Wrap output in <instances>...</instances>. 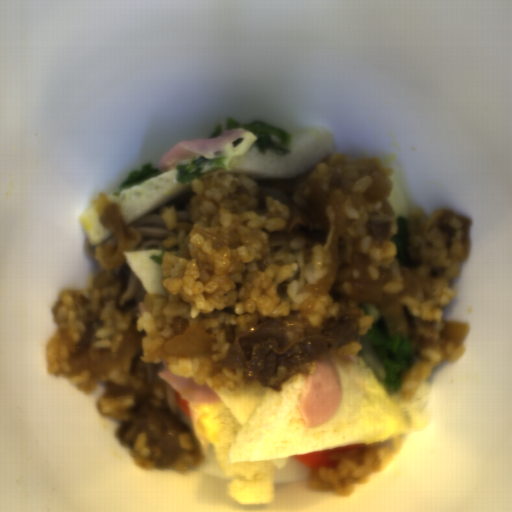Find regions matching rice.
<instances>
[{"label":"rice","instance_id":"rice-2","mask_svg":"<svg viewBox=\"0 0 512 512\" xmlns=\"http://www.w3.org/2000/svg\"><path fill=\"white\" fill-rule=\"evenodd\" d=\"M401 437L368 443L351 456L342 457L337 467L320 468L307 479L308 489L349 497L362 487L370 474L382 472L404 448Z\"/></svg>","mask_w":512,"mask_h":512},{"label":"rice","instance_id":"rice-5","mask_svg":"<svg viewBox=\"0 0 512 512\" xmlns=\"http://www.w3.org/2000/svg\"><path fill=\"white\" fill-rule=\"evenodd\" d=\"M364 347L356 340L354 342L349 343L339 351H337V356H343V355H355L359 354Z\"/></svg>","mask_w":512,"mask_h":512},{"label":"rice","instance_id":"rice-1","mask_svg":"<svg viewBox=\"0 0 512 512\" xmlns=\"http://www.w3.org/2000/svg\"><path fill=\"white\" fill-rule=\"evenodd\" d=\"M394 170L375 157L335 154L317 163L310 176L320 180L327 194L338 198L345 215L344 238L339 240L337 271L329 290L312 292L311 287L326 277L332 263L331 244L337 219L331 202L325 211L330 223L324 245L312 248L305 264L304 241L294 240L286 252H271L270 232L282 228L290 212L271 197L264 201L265 215L238 212L230 193L239 186L255 187L254 179L232 176L218 188L202 177L194 178L189 198L194 225L188 233L167 237L162 253V286L165 294L149 293L130 312L116 305L119 286L114 282L89 295L64 290L54 305L58 329L50 334L47 347L48 371L55 377L70 372V358L87 324L88 310L98 311L101 322L91 350L116 352L133 324L143 331L142 361L167 365L178 376L191 377L200 386L218 390L245 385L242 367L214 372L215 364L227 358L230 348L223 323H235L243 331L251 325L299 313L310 325L345 316L351 309L359 314L357 337L374 322L353 301L351 287L356 281H375L390 297L397 295L412 316L435 321L437 341L421 350V360L402 377L398 393L411 398L427 382L433 367L443 361L458 360L465 348L442 339L443 310L454 298L450 282L461 272L459 260L438 253L436 264L443 268L433 277L429 266L409 271L401 265L394 237L398 231L390 195ZM391 222V236L383 243L367 235L366 221ZM200 326L215 341L205 356L176 357L167 353L164 342L182 335L187 328Z\"/></svg>","mask_w":512,"mask_h":512},{"label":"rice","instance_id":"rice-3","mask_svg":"<svg viewBox=\"0 0 512 512\" xmlns=\"http://www.w3.org/2000/svg\"><path fill=\"white\" fill-rule=\"evenodd\" d=\"M98 377H90L88 370H83L72 378H68V382L75 385L84 393H91L96 390Z\"/></svg>","mask_w":512,"mask_h":512},{"label":"rice","instance_id":"rice-4","mask_svg":"<svg viewBox=\"0 0 512 512\" xmlns=\"http://www.w3.org/2000/svg\"><path fill=\"white\" fill-rule=\"evenodd\" d=\"M163 219L165 221L166 229L169 231L175 229L177 226V214L174 206L164 208L162 211Z\"/></svg>","mask_w":512,"mask_h":512}]
</instances>
